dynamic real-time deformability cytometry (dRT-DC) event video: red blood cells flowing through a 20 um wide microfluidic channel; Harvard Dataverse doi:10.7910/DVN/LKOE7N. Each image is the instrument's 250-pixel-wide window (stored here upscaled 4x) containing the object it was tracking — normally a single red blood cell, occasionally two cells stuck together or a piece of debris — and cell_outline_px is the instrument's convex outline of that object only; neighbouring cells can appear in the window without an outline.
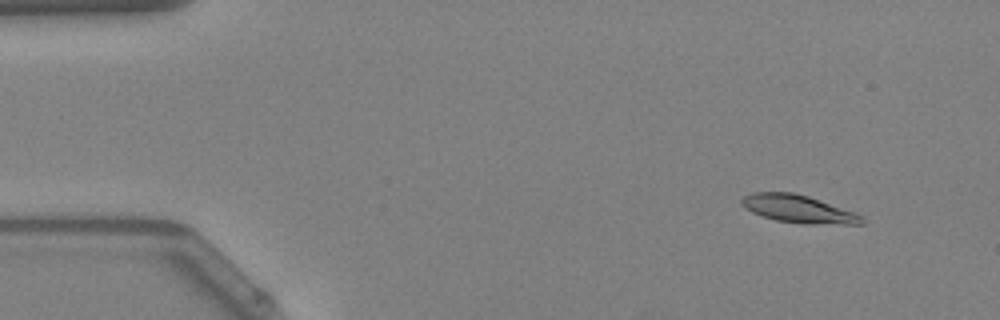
{"species": "Egyptian fruit bat (a non-hibernating species)", "species_latin": "Rousettus aegyptiacus", "temperature_condition": "warm", "stored_images_in_passage": 51, "camera_frame_rate_fps": 3000, "um_per_image_px": 0.085, "animal": {"sex": "female"}, "frame": {"image": 1, "passage_image": 5, "time_ms": 1.333, "image_size_px": [1000, 320], "cell_outline_px": [[864, 224], [804, 224], [776, 220], [752, 212], [744, 208], [740, 204], [740, 200], [744, 196], [752, 192], [792, 192], [808, 196], [856, 212], [864, 216]], "centroid_in_image_um": [67.88, 17.76], "position_along_channel_um": 17.1, "area_um2": 19.59}}
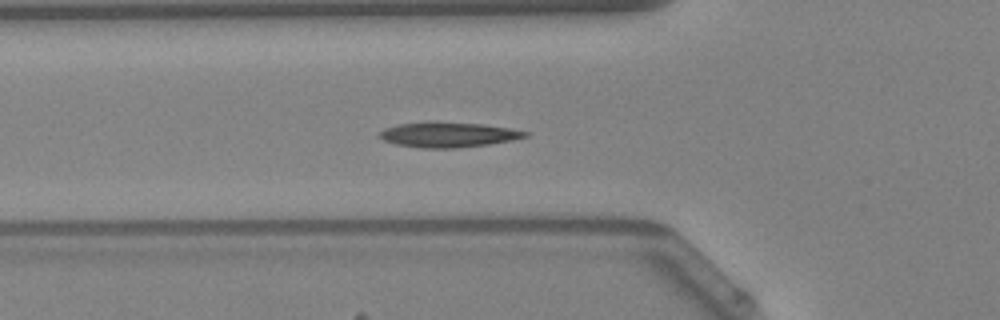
{"frame": {"image": 2, "passage_image": 18, "time_ms": 5.667, "image_size_px": [1000, 320], "cell_outline_px": [[528, 136], [512, 140], [488, 144], [456, 148], [420, 148], [396, 144], [384, 140], [376, 136], [384, 128], [396, 124], [432, 120], [480, 124], [508, 128], [528, 132]], "centroid_in_image_um": [38.01, 11.43], "position_along_channel_um": 87.8, "area_um2": 21.56}}
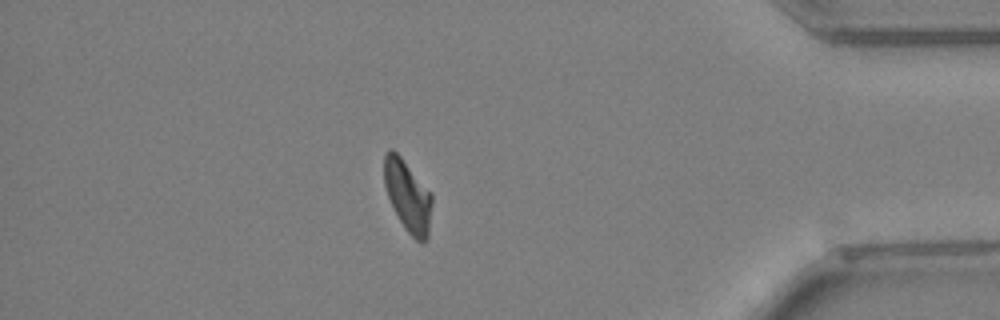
{"frame": {"image": 3, "passage_image": 44, "time_ms": 14.333, "image_size_px": [1000, 320], "cell_outline_px": [[432, 200], [428, 236], [424, 244], [420, 244], [404, 228], [388, 196], [384, 184], [384, 152], [388, 148], [392, 148], [400, 156], [432, 192]], "centroid_in_image_um": [34.67, 16.64], "position_along_channel_um": 400.5, "area_um2": 19.94}, "authors_computed_cell_mechanics": {"area_um2": 19.941, "velocity_mm_per_s": 4.0612, "shape_relaxation_time_tau1_ms": 6.7711, "shape_relaxation_time_tau2_ms": 2.5149, "deformation_change_tau1": 0.1747, "deformation_change_tau2": 0.0891}}